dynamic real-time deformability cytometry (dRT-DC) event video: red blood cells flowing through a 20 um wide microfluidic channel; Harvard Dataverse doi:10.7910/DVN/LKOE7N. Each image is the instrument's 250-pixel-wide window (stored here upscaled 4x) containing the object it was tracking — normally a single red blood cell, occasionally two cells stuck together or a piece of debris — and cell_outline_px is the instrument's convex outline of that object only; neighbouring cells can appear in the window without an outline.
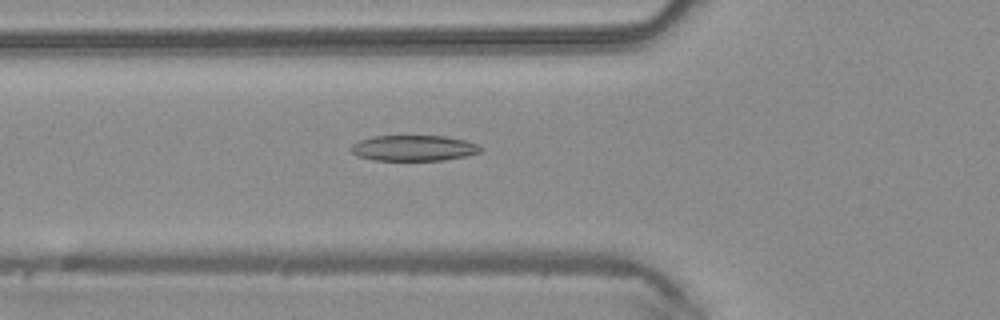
{"species": "common noctule bat (a hibernating species)", "species_latin": "Nyctalus noctula", "temperature_condition": "warm", "stored_images_in_passage": 47, "camera_frame_rate_fps": 3000, "um_per_image_px": 0.085, "animal": {"sex": "male", "body_mass_g": 20.4}, "frame": {"image": 1, "passage_image": 17, "time_ms": 5.333, "image_size_px": [1000, 320], "cell_outline_px": [[480, 152], [464, 156], [444, 160], [372, 160], [360, 156], [352, 152], [348, 148], [352, 144], [360, 140], [372, 136], [444, 136], [464, 140], [476, 144], [480, 148]], "centroid_in_image_um": [35.11, 12.58], "position_along_channel_um": 90.7, "area_um2": 19.19}}
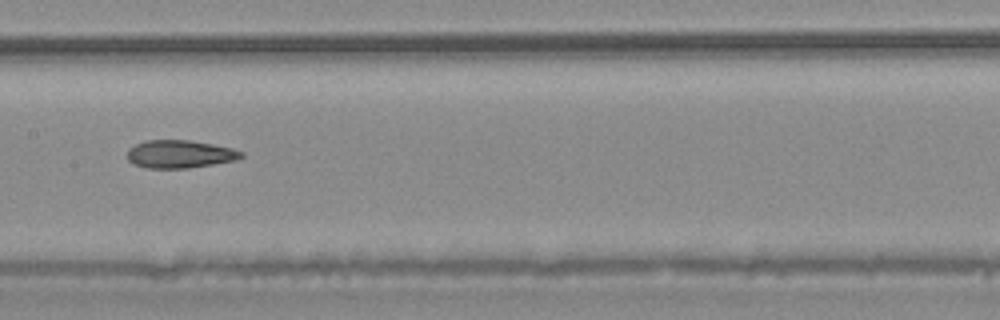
{"frame": {"image": 2, "passage_image": 24, "time_ms": 7.667, "image_size_px": [1000, 320], "cell_outline_px": [[244, 156], [236, 160], [188, 168], [148, 168], [132, 164], [128, 160], [128, 148], [136, 144], [148, 140], [188, 140], [212, 144], [232, 148], [244, 152]], "centroid_in_image_um": [15.28, 13.1], "position_along_channel_um": 192.1, "area_um2": 18.5}}
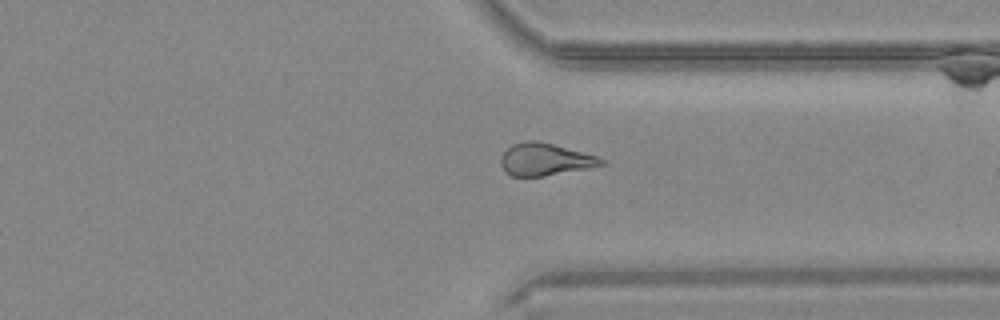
{"frame": {"image": 3, "passage_image": 36, "time_ms": 11.667, "image_size_px": [1000, 320], "cell_outline_px": [[608, 164], [588, 168], [544, 176], [512, 176], [504, 172], [500, 164], [500, 156], [512, 144], [528, 140], [536, 140], [552, 144], [596, 156], [604, 160]], "centroid_in_image_um": [46.29, 13.56], "position_along_channel_um": 365.1, "area_um2": 18.84}}